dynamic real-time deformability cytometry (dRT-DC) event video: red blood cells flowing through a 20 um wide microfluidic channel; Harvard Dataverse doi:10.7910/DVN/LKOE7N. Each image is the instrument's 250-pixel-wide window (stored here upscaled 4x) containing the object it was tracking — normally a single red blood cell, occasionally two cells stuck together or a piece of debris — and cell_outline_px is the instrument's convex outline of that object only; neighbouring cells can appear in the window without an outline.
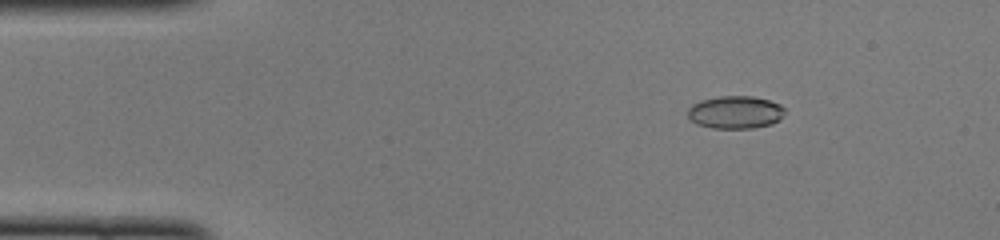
{"species": "common noctule bat (a hibernating species)", "species_latin": "Nyctalus noctula", "temperature_condition": "cold", "stored_images_in_passage": 49, "camera_frame_rate_fps": 3000, "um_per_image_px": 0.085, "animal": {"sex": "female", "body_mass_g": 22.0, "forearm_length_mm": 56.7}, "frame": {"image": 1, "passage_image": 7, "time_ms": 2.0, "image_size_px": [1000, 240], "cell_outline_px": [[784, 112], [772, 124], [752, 128], [712, 128], [696, 124], [688, 116], [688, 108], [692, 104], [700, 100], [720, 96], [752, 96], [768, 100], [780, 104], [784, 108]], "centroid_in_image_um": [62.46, 9.53], "position_along_channel_um": 22.5, "area_um2": 18.38}}
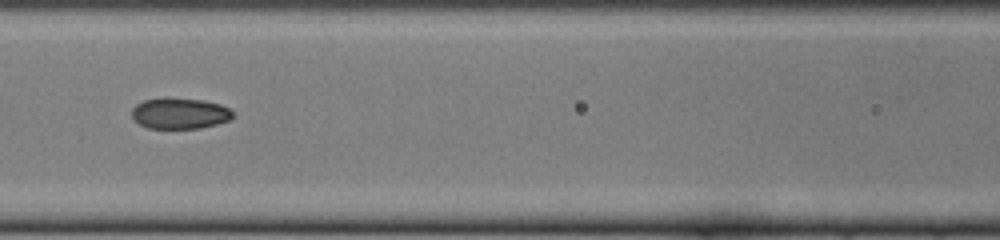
{"frame": {"image": 2, "passage_image": 22, "time_ms": 7.0, "image_size_px": [1000, 240], "cell_outline_px": [[232, 116], [228, 120], [216, 124], [200, 128], [148, 128], [132, 120], [132, 108], [136, 104], [144, 100], [164, 96], [204, 100], [220, 104], [228, 108], [232, 112]], "centroid_in_image_um": [15.22, 9.61], "position_along_channel_um": 151.4, "area_um2": 18.44}}
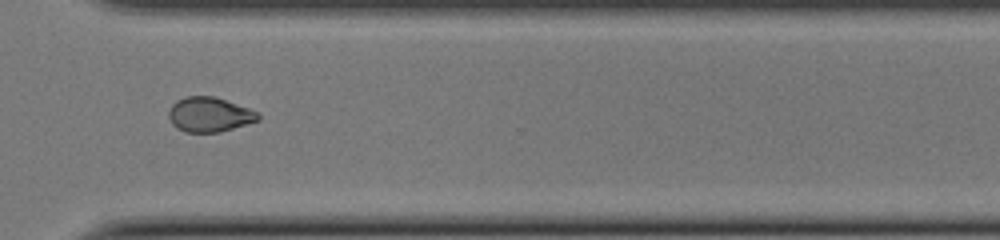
{"frame": {"image": 3, "passage_image": 37, "time_ms": 12.0, "image_size_px": [1000, 240], "cell_outline_px": [[260, 120], [220, 132], [184, 132], [176, 128], [172, 124], [168, 116], [168, 112], [172, 104], [176, 100], [184, 96], [212, 96], [260, 112]], "centroid_in_image_um": [17.78, 9.74], "position_along_channel_um": 352.8, "area_um2": 18.15}, "authors_computed_cell_mechanics": {"area_um2": 18.6694, "velocity_mm_per_s": 4.0187, "shape_relaxation_time_tau1_ms": 6.6899, "shape_relaxation_time_tau2_ms": 5.1868, "deformation_change_tau1": 0.159, "deformation_change_tau2": 0.0803}}